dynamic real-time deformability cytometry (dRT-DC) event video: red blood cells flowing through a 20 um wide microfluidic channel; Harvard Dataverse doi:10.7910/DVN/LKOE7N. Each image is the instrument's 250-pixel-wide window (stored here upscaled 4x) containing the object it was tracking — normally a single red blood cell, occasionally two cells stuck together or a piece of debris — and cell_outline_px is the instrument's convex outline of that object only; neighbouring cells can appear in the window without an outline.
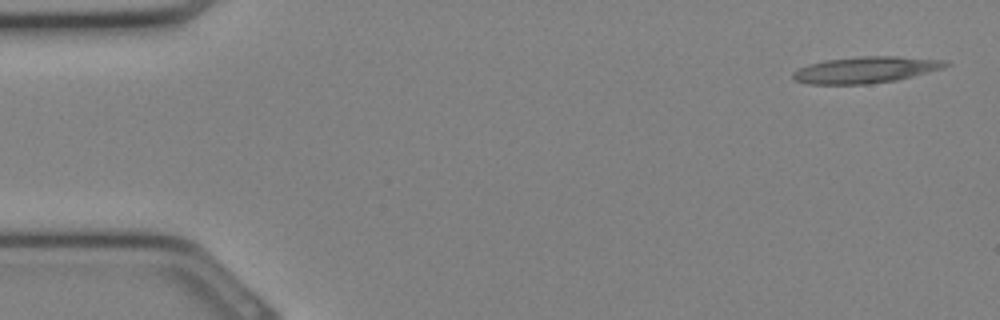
{"species": "Egyptian fruit bat (a non-hibernating species)", "species_latin": "Rousettus aegyptiacus", "temperature_condition": "cold", "stored_images_in_passage": 6, "camera_frame_rate_fps": 3000, "um_per_image_px": 0.085, "animal": {"sex": "female"}, "frame": {"image": 1, "passage_image": 1, "time_ms": 0.0, "image_size_px": [1000, 320], "cell_outline_px": [[952, 64], [944, 68], [896, 80], [868, 84], [808, 84], [792, 80], [792, 72], [808, 64], [824, 60], [860, 56], [896, 56], [948, 60]], "centroid_in_image_um": [73.58, 5.93], "position_along_channel_um": 11.4, "area_um2": 23.7}}